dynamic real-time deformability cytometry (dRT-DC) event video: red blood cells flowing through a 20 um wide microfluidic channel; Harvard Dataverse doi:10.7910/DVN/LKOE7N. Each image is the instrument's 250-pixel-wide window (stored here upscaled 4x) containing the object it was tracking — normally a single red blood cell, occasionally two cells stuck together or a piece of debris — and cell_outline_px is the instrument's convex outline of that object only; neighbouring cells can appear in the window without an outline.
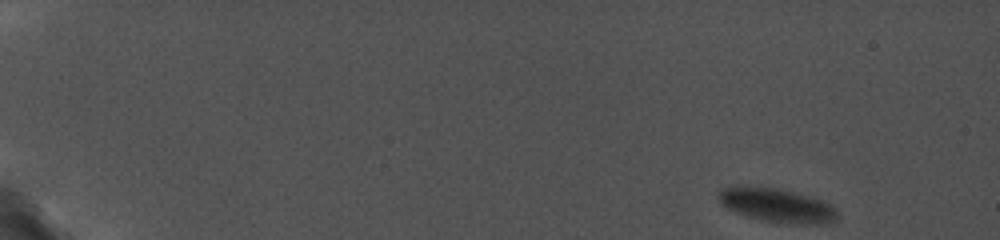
{"species": "common noctule bat (a hibernating species)", "species_latin": "Nyctalus noctula", "temperature_condition": "cold", "stored_images_in_passage": 37, "camera_frame_rate_fps": 5000, "um_per_image_px": 0.085, "animal": {"sex": "female", "body_mass_g": 19.0, "forearm_length_mm": 56.7}, "frame": {"image": 1, "passage_image": 1, "time_ms": 0.0, "image_size_px": [1000, 240], "cell_outline_px": [[840, 220], [824, 224], [780, 224], [744, 216], [728, 208], [720, 200], [716, 192], [724, 188], [736, 184], [744, 184], [776, 188], [808, 196], [832, 204]], "centroid_in_image_um": [66.03, 17.45], "position_along_channel_um": 19.0, "area_um2": 23.99}}
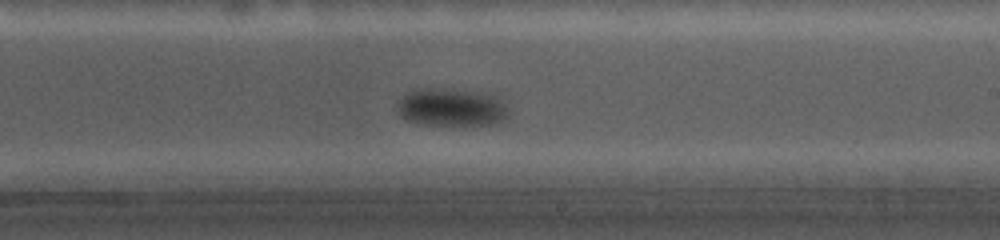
{"frame": {"image": 2, "passage_image": 29, "time_ms": 11.4, "image_size_px": [1000, 240], "cell_outline_px": [[508, 116], [504, 120], [496, 124], [452, 128], [424, 124], [408, 120], [400, 112], [396, 104], [404, 92], [416, 88], [444, 88], [480, 92], [492, 96], [500, 100], [504, 104], [508, 112]], "centroid_in_image_um": [38.36, 9.16], "position_along_channel_um": 250.6, "area_um2": 25.37}}
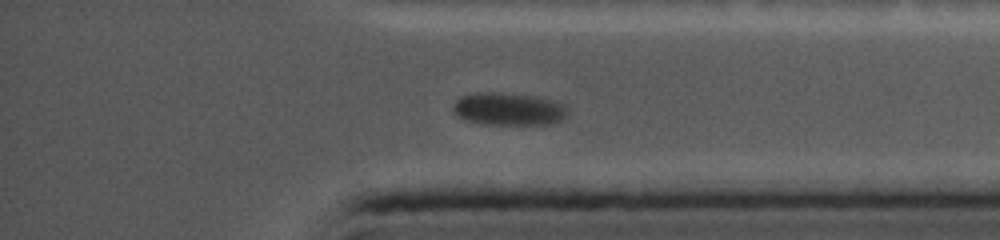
{"frame": {"image": 3, "passage_image": 37, "time_ms": 15.4, "image_size_px": [1000, 240], "cell_outline_px": [[568, 116], [564, 120], [552, 124], [484, 124], [468, 120], [460, 116], [452, 108], [456, 100], [460, 96], [472, 92], [488, 92], [536, 96], [552, 100], [564, 104], [568, 108]], "centroid_in_image_um": [43.29, 9.26], "position_along_channel_um": 391.9, "area_um2": 21.85}}